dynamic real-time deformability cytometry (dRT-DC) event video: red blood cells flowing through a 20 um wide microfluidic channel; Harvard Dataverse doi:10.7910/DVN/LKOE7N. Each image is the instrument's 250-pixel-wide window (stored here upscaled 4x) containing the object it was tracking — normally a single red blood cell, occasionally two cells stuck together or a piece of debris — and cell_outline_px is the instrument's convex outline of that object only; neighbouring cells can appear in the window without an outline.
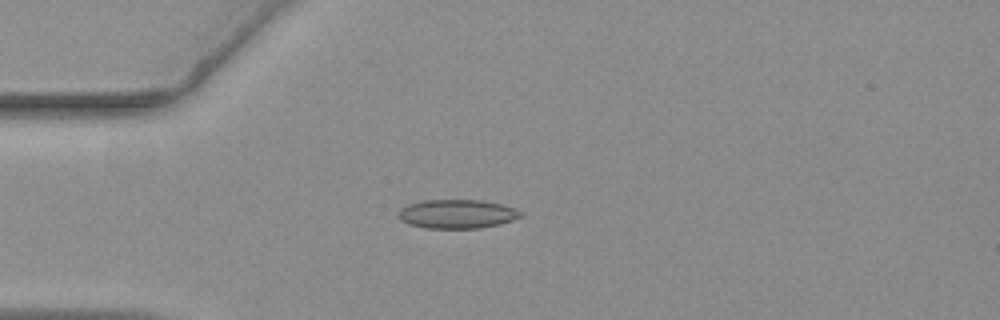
{"species": "common noctule bat (a hibernating species)", "species_latin": "Nyctalus noctula", "temperature_condition": "warm", "stored_images_in_passage": 30, "camera_frame_rate_fps": 3000, "um_per_image_px": 0.085, "animal": {"sex": "female", "body_mass_g": 19.3, "forearm_length_mm": 54.1}, "frame": {"image": 1, "passage_image": 11, "time_ms": 3.333, "image_size_px": [1000, 320], "cell_outline_px": [[524, 216], [512, 220], [480, 228], [424, 228], [408, 224], [400, 220], [396, 216], [396, 212], [400, 208], [408, 204], [424, 200], [480, 200], [500, 204], [524, 212]], "centroid_in_image_um": [38.78, 18.19], "position_along_channel_um": 46.2, "area_um2": 20.69}}
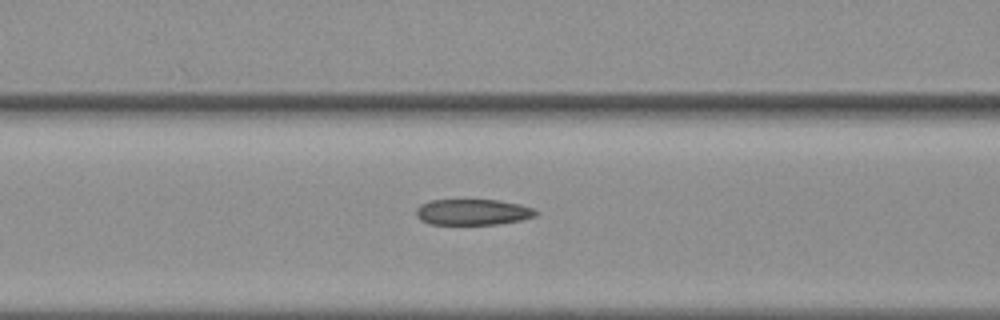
{"frame": {"image": 2, "passage_image": 19, "time_ms": 6.0, "image_size_px": [1000, 320], "cell_outline_px": [[540, 212], [536, 216], [520, 220], [496, 224], [428, 224], [420, 220], [416, 216], [416, 208], [420, 204], [432, 200], [496, 200], [520, 204], [532, 208]], "centroid_in_image_um": [40.17, 18.03], "position_along_channel_um": 126.4, "area_um2": 18.09}}
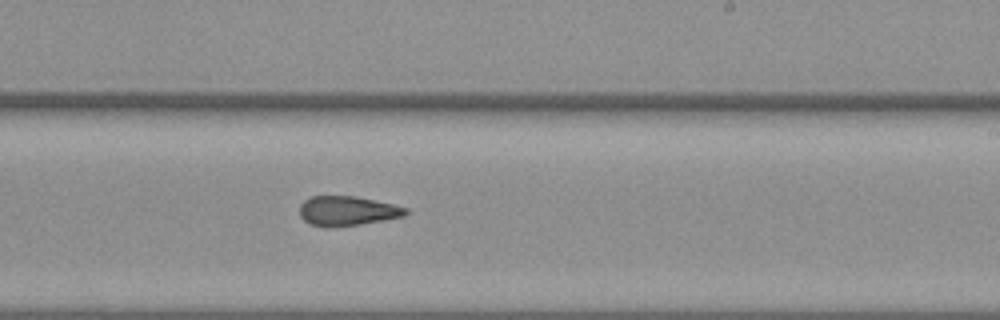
{"frame": {"image": 3, "passage_image": 30, "time_ms": 9.667, "image_size_px": [1000, 320], "cell_outline_px": [[408, 212], [404, 216], [384, 220], [336, 228], [324, 228], [308, 224], [300, 216], [300, 204], [304, 200], [312, 196], [352, 196], [392, 204], [408, 208]], "centroid_in_image_um": [29.47, 17.95], "position_along_channel_um": 259.5, "area_um2": 18.44}}